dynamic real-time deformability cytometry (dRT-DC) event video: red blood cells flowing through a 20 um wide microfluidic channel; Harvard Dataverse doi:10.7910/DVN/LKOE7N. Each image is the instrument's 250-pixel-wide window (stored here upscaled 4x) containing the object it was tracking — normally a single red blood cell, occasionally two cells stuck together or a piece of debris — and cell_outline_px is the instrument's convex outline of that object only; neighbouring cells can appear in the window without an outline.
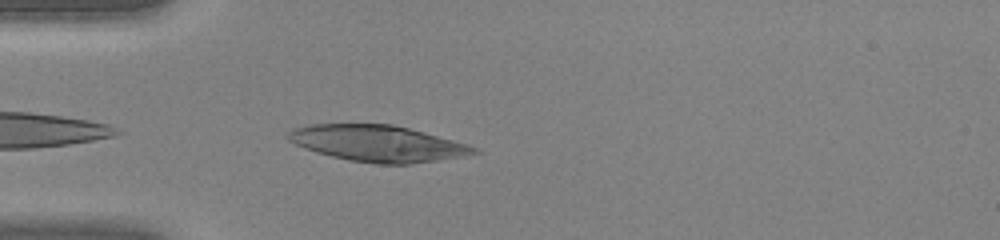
{"species": "human", "species_latin": "Homo sapiens", "temperature_condition": "warm", "stored_images_in_passage": 30, "camera_frame_rate_fps": 3000, "um_per_image_px": 0.085, "donor": {"sex": "female"}, "frame": {"image": 1, "passage_image": 1, "time_ms": 0.0, "image_size_px": [1000, 240], "cell_outline_px": [[480, 152], [464, 156], [412, 164], [376, 164], [348, 160], [316, 152], [304, 148], [288, 140], [288, 132], [292, 128], [308, 124], [392, 124], [408, 128], [468, 144], [480, 148]], "centroid_in_image_um": [32.11, 12.19], "position_along_channel_um": 52.9, "area_um2": 39.3}}
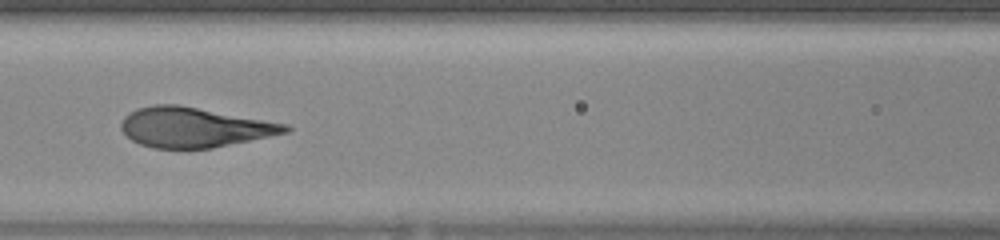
{"frame": {"image": 2, "passage_image": 8, "time_ms": 2.333, "image_size_px": [1000, 240], "cell_outline_px": [[292, 128], [288, 132], [212, 148], [152, 148], [140, 144], [132, 140], [120, 128], [120, 124], [124, 116], [136, 108], [152, 104], [176, 104], [288, 124]], "centroid_in_image_um": [16.46, 10.81], "position_along_channel_um": 150.1, "area_um2": 37.92}}
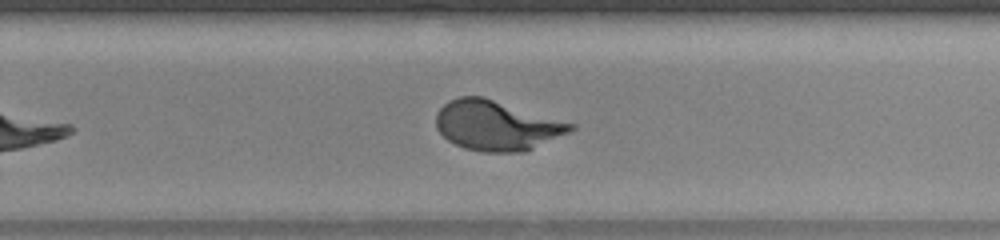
{"frame": {"image": 3, "passage_image": 17, "time_ms": 5.333, "image_size_px": [1000, 240], "cell_outline_px": [[576, 128], [572, 132], [524, 152], [484, 152], [464, 148], [448, 140], [436, 128], [436, 112], [448, 100], [460, 96], [484, 96], [576, 124]], "centroid_in_image_um": [42.24, 10.66], "position_along_channel_um": 287.6, "area_um2": 39.42}}